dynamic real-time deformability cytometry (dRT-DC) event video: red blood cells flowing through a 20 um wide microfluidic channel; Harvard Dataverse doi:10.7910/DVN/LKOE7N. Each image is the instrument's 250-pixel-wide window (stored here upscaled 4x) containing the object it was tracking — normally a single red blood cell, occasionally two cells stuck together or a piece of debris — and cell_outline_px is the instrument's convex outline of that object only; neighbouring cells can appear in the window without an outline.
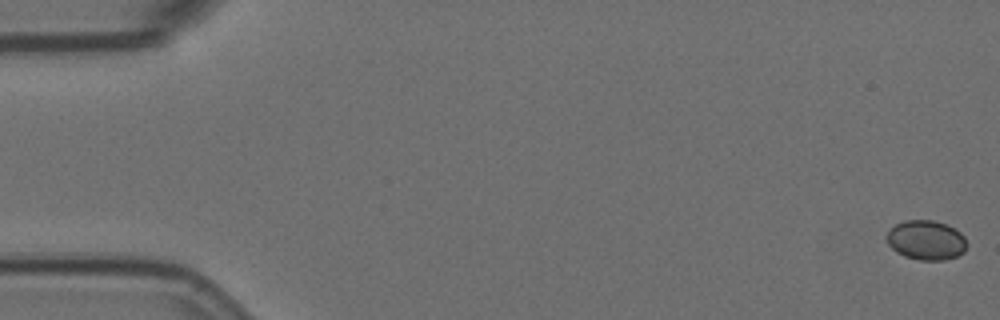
{"species": "Egyptian fruit bat (a non-hibernating species)", "species_latin": "Rousettus aegyptiacus", "temperature_condition": "room temperature", "stored_images_in_passage": 5, "camera_frame_rate_fps": 3000, "um_per_image_px": 0.085, "animal": {"sex": "female"}, "frame": {"image": 1, "passage_image": 1, "time_ms": 0.0, "image_size_px": [1000, 320], "cell_outline_px": [[968, 244], [964, 252], [956, 256], [944, 260], [916, 260], [904, 256], [896, 252], [888, 244], [884, 236], [896, 224], [904, 220], [932, 220], [948, 224], [956, 228], [964, 236]], "centroid_in_image_um": [78.73, 20.41], "position_along_channel_um": 6.3, "area_um2": 18.79}}
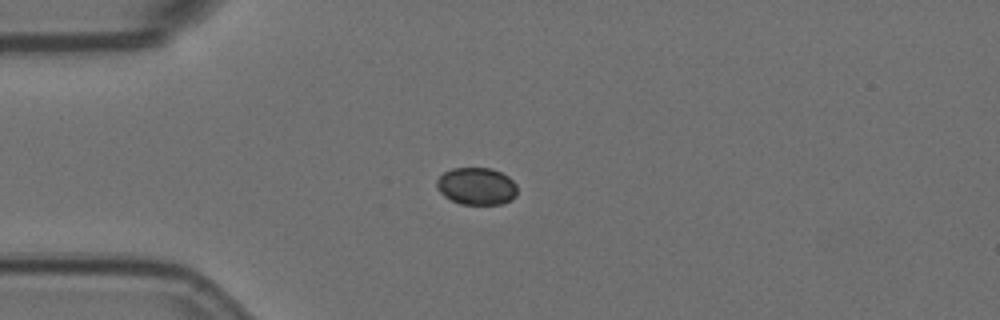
{"frame": {"image": 2, "passage_image": 5, "time_ms": 1.333, "image_size_px": [1000, 320], "cell_outline_px": [[516, 196], [512, 200], [504, 204], [460, 204], [444, 196], [436, 188], [436, 180], [444, 172], [452, 168], [492, 168], [508, 176], [516, 184]], "centroid_in_image_um": [40.51, 15.83], "position_along_channel_um": 44.5, "area_um2": 17.63}}